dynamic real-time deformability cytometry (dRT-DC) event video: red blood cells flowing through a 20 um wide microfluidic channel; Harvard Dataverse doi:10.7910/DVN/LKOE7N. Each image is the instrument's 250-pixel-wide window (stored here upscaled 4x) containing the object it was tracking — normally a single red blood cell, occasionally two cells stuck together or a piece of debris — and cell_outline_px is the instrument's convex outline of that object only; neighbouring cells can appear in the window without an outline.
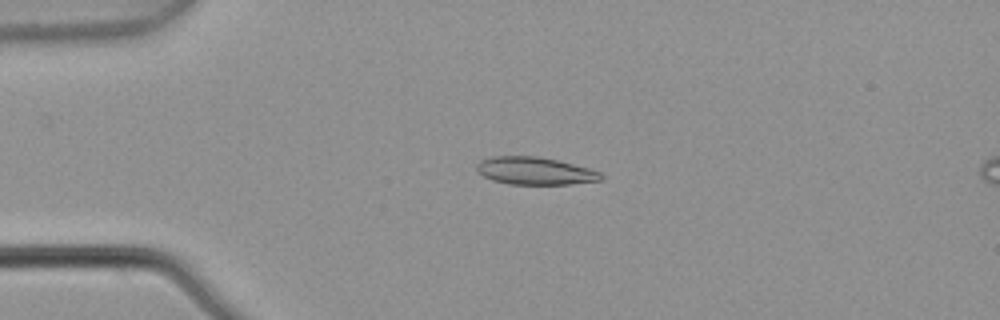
{"species": "common noctule bat (a hibernating species)", "species_latin": "Nyctalus noctula", "temperature_condition": "warm", "stored_images_in_passage": 6, "camera_frame_rate_fps": 3000, "um_per_image_px": 0.085, "animal": {"sex": "male", "body_mass_g": 21.5, "forearm_length_mm": 52.0}, "frame": {"image": 1, "passage_image": 4, "time_ms": 1.0, "image_size_px": [1000, 320], "cell_outline_px": [[604, 180], [572, 184], [508, 184], [492, 180], [476, 172], [476, 164], [480, 160], [492, 156], [540, 156], [588, 168], [600, 172], [604, 176]], "centroid_in_image_um": [45.45, 14.53], "position_along_channel_um": 39.5, "area_um2": 20.11}}
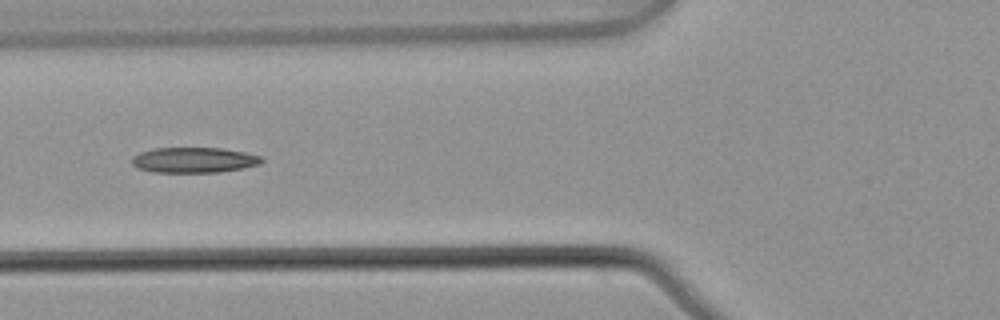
{"frame": {"image": 2, "passage_image": 6, "time_ms": 1.667, "image_size_px": [1000, 320], "cell_outline_px": [[264, 160], [260, 164], [244, 168], [220, 172], [152, 172], [136, 168], [132, 164], [132, 156], [140, 152], [156, 148], [220, 148], [244, 152], [264, 156]], "centroid_in_image_um": [16.5, 13.6], "position_along_channel_um": 109.3, "area_um2": 19.36}}